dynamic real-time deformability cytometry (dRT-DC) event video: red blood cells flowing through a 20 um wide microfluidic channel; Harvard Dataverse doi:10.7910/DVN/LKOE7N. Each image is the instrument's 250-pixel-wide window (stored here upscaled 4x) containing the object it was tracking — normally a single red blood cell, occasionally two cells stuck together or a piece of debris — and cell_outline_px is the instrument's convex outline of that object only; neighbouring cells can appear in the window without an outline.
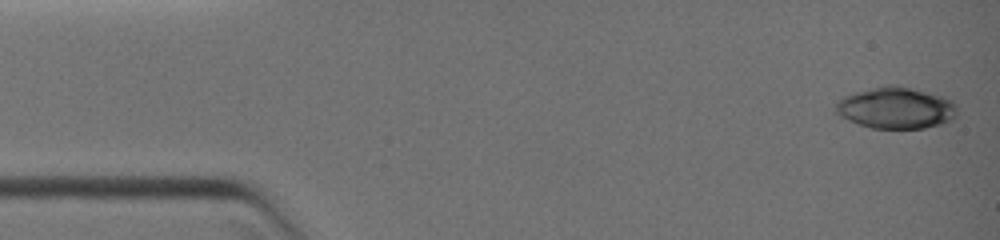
{"species": "common noctule bat (a hibernating species)", "species_latin": "Nyctalus noctula", "temperature_condition": "warm", "stored_images_in_passage": 6, "camera_frame_rate_fps": 3000, "um_per_image_px": 0.085, "animal": {"sex": "female", "body_mass_g": 19.0, "forearm_length_mm": 51.5}, "frame": {"image": 1, "passage_image": 1, "time_ms": 0.0, "image_size_px": [1000, 240], "cell_outline_px": [[956, 116], [952, 120], [944, 124], [924, 128], [872, 128], [848, 120], [840, 116], [836, 112], [836, 104], [844, 96], [856, 92], [888, 84], [896, 84], [912, 88], [940, 96], [952, 100], [956, 104]], "centroid_in_image_um": [76.18, 9.18], "position_along_channel_um": 8.8, "area_um2": 29.25}}
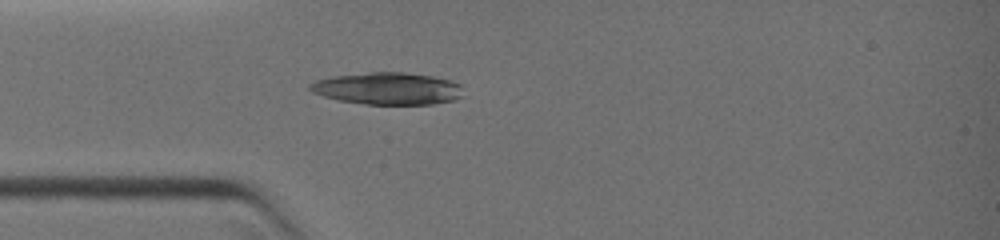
{"frame": {"image": 2, "passage_image": 6, "time_ms": 3.333, "image_size_px": [1000, 240], "cell_outline_px": [[460, 96], [452, 100], [432, 104], [364, 104], [340, 100], [324, 96], [312, 92], [308, 88], [308, 84], [316, 80], [332, 76], [368, 72], [404, 72], [432, 76], [452, 80], [460, 84]], "centroid_in_image_um": [32.91, 7.51], "position_along_channel_um": 52.1, "area_um2": 28.55}}